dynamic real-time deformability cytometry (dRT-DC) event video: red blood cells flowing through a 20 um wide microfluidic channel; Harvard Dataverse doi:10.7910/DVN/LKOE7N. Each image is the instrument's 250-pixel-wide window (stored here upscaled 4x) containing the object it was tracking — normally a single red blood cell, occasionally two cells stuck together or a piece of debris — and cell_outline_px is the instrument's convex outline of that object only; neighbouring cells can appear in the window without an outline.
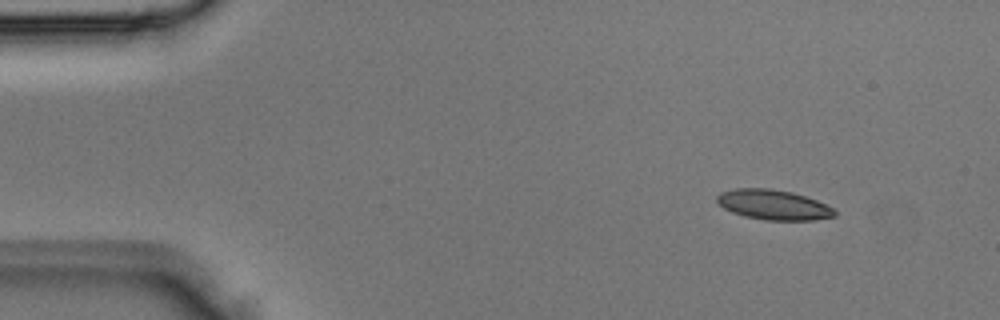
{"species": "Egyptian fruit bat (a non-hibernating species)", "species_latin": "Rousettus aegyptiacus", "temperature_condition": "room temperature", "stored_images_in_passage": 3, "camera_frame_rate_fps": 3000, "um_per_image_px": 0.085, "animal": {"sex": "male"}, "frame": {"image": 1, "passage_image": 1, "time_ms": 0.0, "image_size_px": [1000, 320], "cell_outline_px": [[836, 216], [812, 220], [764, 220], [744, 216], [732, 212], [724, 208], [716, 200], [716, 196], [720, 192], [736, 188], [768, 188], [792, 192], [816, 200], [832, 208], [836, 212]], "centroid_in_image_um": [65.71, 17.4], "position_along_channel_um": 19.3, "area_um2": 20.46}}